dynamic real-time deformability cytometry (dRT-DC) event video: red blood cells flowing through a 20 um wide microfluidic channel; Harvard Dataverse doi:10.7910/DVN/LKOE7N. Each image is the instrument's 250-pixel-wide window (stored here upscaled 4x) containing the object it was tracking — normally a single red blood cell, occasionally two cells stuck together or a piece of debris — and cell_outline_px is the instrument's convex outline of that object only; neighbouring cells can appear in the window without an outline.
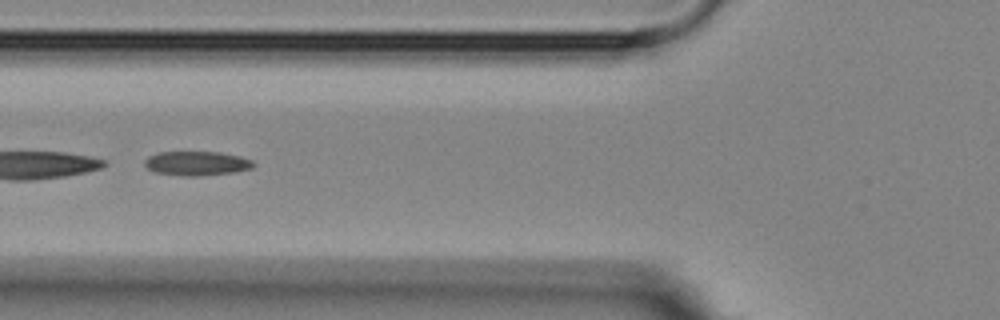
{"species": "Egyptian fruit bat (a non-hibernating species)", "species_latin": "Rousettus aegyptiacus", "temperature_condition": "room temperature", "stored_images_in_passage": 8, "segment_of_instrument_passage": [2, 2], "camera_frame_rate_fps": 3000, "um_per_image_px": 0.085, "animal": {"sex": "female"}, "frame": {"image": 1, "passage_image": 3, "time_ms": 2.333, "image_size_px": [1000, 320], "cell_outline_px": [[256, 164], [252, 168], [232, 172], [196, 176], [184, 176], [156, 172], [148, 168], [144, 164], [144, 160], [148, 156], [156, 152], [220, 152], [240, 156], [252, 160]], "centroid_in_image_um": [16.71, 13.87], "position_along_channel_um": 109.1, "area_um2": 15.32}}
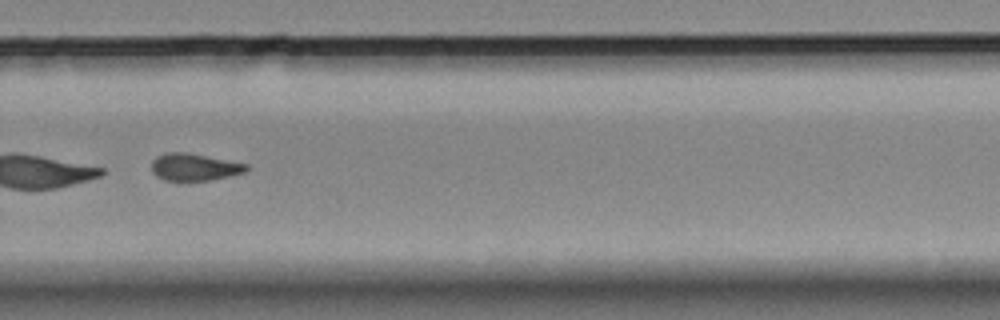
{"frame": {"image": 2, "passage_image": 8, "time_ms": 8.0, "image_size_px": [1000, 320], "cell_outline_px": [[248, 168], [244, 172], [228, 176], [208, 180], [164, 180], [156, 176], [152, 172], [152, 160], [156, 156], [168, 152], [184, 152], [248, 164]], "centroid_in_image_um": [16.47, 14.19], "position_along_channel_um": 313.3, "area_um2": 14.74}}